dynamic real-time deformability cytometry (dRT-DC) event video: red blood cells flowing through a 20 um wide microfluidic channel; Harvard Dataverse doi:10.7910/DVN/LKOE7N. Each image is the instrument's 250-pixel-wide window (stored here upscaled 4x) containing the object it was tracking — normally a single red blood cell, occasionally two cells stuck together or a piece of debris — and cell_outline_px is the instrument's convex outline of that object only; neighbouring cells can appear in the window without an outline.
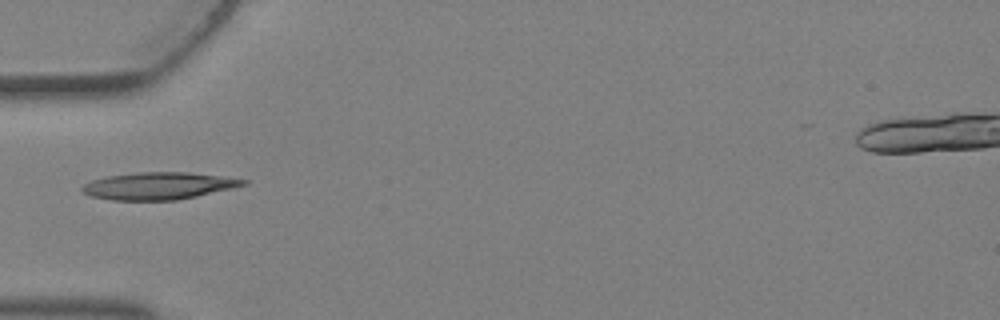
{"species": "Egyptian fruit bat (a non-hibernating species)", "species_latin": "Rousettus aegyptiacus", "temperature_condition": "warm", "stored_images_in_passage": 3, "camera_frame_rate_fps": 3000, "um_per_image_px": 0.085, "animal": {"sex": "female"}, "frame": {"image": 1, "passage_image": 3, "time_ms": 0.667, "image_size_px": [1000, 320], "cell_outline_px": [[248, 184], [232, 188], [196, 196], [176, 200], [112, 200], [92, 196], [84, 192], [80, 188], [84, 184], [92, 180], [108, 176], [136, 172], [188, 172], [248, 180]], "centroid_in_image_um": [13.46, 15.79], "position_along_channel_um": 71.5, "area_um2": 25.26}}